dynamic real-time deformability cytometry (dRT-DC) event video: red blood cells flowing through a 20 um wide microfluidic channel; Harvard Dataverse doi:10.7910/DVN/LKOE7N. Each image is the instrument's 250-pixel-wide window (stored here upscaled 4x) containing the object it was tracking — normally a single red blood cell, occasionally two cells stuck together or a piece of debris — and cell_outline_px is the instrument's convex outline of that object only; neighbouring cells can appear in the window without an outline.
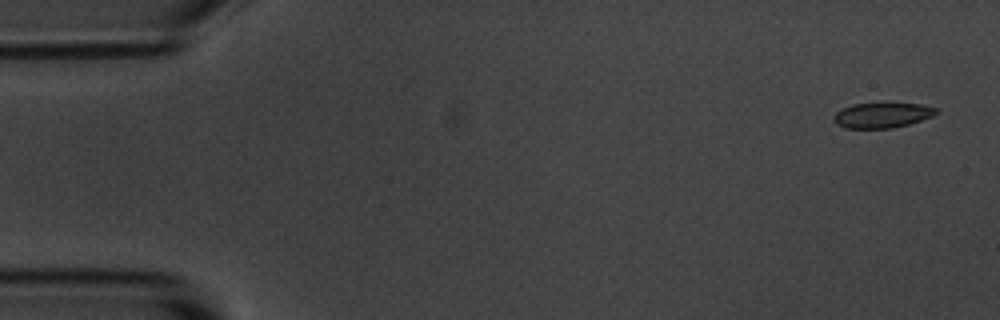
{"species": "common noctule bat (a hibernating species)", "species_latin": "Nyctalus noctula", "temperature_condition": "room temperature", "stored_images_in_passage": 5, "camera_frame_rate_fps": 3000, "um_per_image_px": 0.085, "animal": {"sex": "male", "body_mass_g": 20.1, "forearm_length_mm": 53.5}, "frame": {"image": 1, "passage_image": 1, "time_ms": 0.0, "image_size_px": [1000, 320], "cell_outline_px": [[940, 112], [932, 116], [908, 124], [892, 128], [848, 128], [836, 124], [832, 120], [836, 112], [852, 104], [920, 104], [936, 108]], "centroid_in_image_um": [74.98, 9.8], "position_along_channel_um": 10.0, "area_um2": 14.74}}
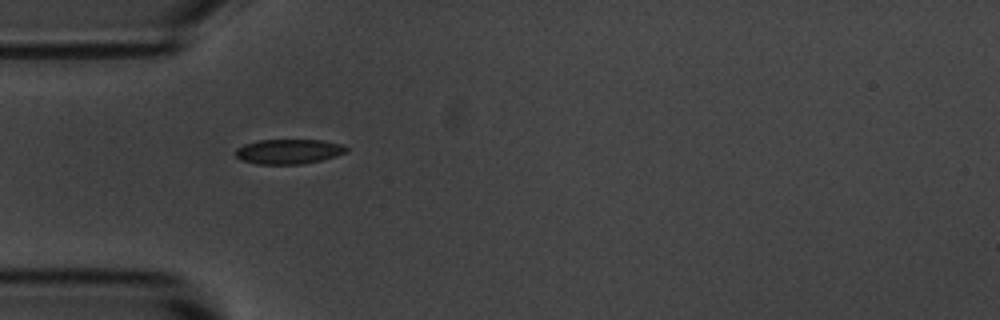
{"frame": {"image": 2, "passage_image": 4, "time_ms": 4.667, "image_size_px": [1000, 320], "cell_outline_px": [[348, 152], [336, 156], [304, 164], [256, 164], [240, 160], [236, 156], [236, 148], [244, 144], [260, 140], [324, 140], [344, 144], [348, 148]], "centroid_in_image_um": [24.56, 12.88], "position_along_channel_um": 60.4, "area_um2": 16.18}}